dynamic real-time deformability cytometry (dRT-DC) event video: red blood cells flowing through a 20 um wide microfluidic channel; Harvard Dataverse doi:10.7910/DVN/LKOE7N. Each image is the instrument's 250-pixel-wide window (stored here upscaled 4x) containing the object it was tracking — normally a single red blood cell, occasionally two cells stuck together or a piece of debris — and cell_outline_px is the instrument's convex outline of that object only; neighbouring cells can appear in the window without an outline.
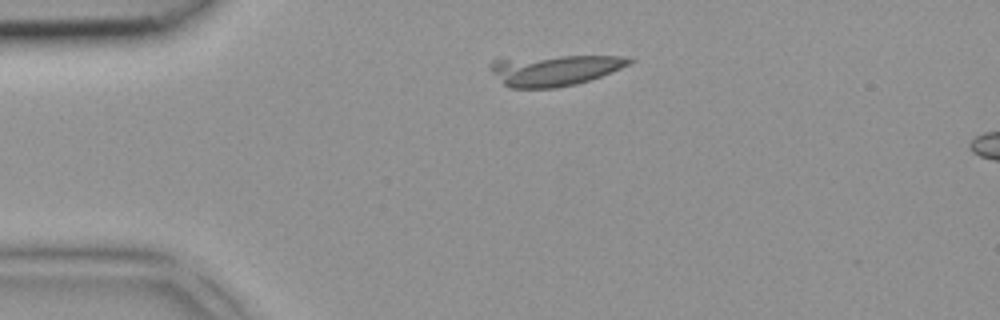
{"species": "common noctule bat (a hibernating species)", "species_latin": "Nyctalus noctula", "temperature_condition": "room temperature", "stored_images_in_passage": 3, "camera_frame_rate_fps": 3000, "um_per_image_px": 0.085, "animal": {"sex": "female", "body_mass_g": 18.4}, "frame": {"image": 1, "passage_image": 1, "time_ms": 0.0, "image_size_px": [1000, 320], "cell_outline_px": [[636, 60], [632, 64], [600, 76], [576, 84], [556, 88], [508, 88], [488, 68], [488, 64], [492, 60], [560, 56], [628, 56]], "centroid_in_image_um": [47.16, 5.96], "position_along_channel_um": 37.8, "area_um2": 24.91}}